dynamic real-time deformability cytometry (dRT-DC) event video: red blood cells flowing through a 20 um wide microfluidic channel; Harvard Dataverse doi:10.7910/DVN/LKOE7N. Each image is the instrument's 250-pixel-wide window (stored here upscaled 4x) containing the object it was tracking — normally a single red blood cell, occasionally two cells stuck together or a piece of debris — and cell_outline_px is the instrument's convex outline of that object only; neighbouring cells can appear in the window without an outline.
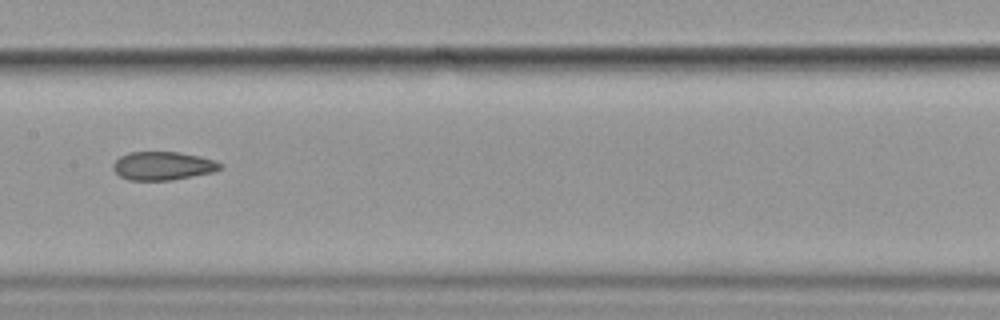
{"species": "common noctule bat (a hibernating species)", "species_latin": "Nyctalus noctula", "temperature_condition": "cold", "stored_images_in_passage": 13, "camera_frame_rate_fps": 3000, "um_per_image_px": 0.085, "animal": {"sex": "female", "body_mass_g": 19.9}, "frame": {"image": 1, "passage_image": 6, "time_ms": 7.0, "image_size_px": [1000, 320], "cell_outline_px": [[224, 168], [216, 172], [172, 180], [128, 180], [120, 176], [112, 168], [112, 164], [120, 156], [128, 152], [176, 152], [200, 156], [216, 160], [224, 164]], "centroid_in_image_um": [13.9, 14.1], "position_along_channel_um": 193.5, "area_um2": 18.03}}
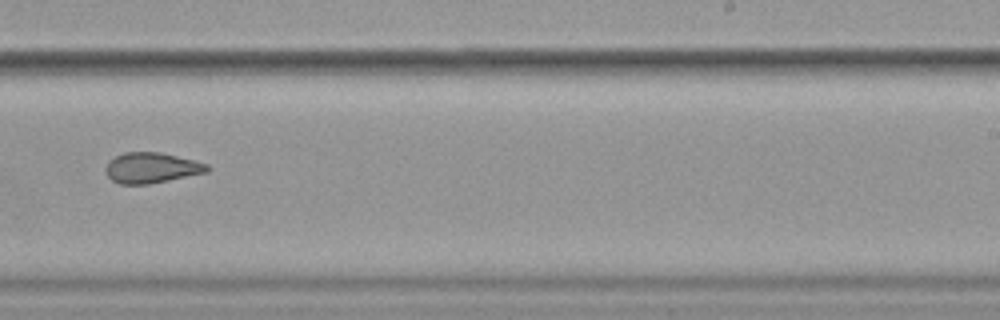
{"frame": {"image": 2, "passage_image": 8, "time_ms": 9.333, "image_size_px": [1000, 320], "cell_outline_px": [[212, 168], [208, 172], [148, 184], [120, 184], [112, 180], [108, 176], [104, 168], [116, 156], [124, 152], [160, 152], [208, 164]], "centroid_in_image_um": [12.9, 14.27], "position_along_channel_um": 276.1, "area_um2": 17.86}, "authors_computed_cell_mechanics": {"area_um2": 19.7098, "velocity_mm_per_s": 3.5426, "shape_relaxation_time_tau1_ms": null, "shape_relaxation_time_tau2_ms": 3.0875, "deformation_change_tau1": null, "deformation_change_tau2": 0.0813}}